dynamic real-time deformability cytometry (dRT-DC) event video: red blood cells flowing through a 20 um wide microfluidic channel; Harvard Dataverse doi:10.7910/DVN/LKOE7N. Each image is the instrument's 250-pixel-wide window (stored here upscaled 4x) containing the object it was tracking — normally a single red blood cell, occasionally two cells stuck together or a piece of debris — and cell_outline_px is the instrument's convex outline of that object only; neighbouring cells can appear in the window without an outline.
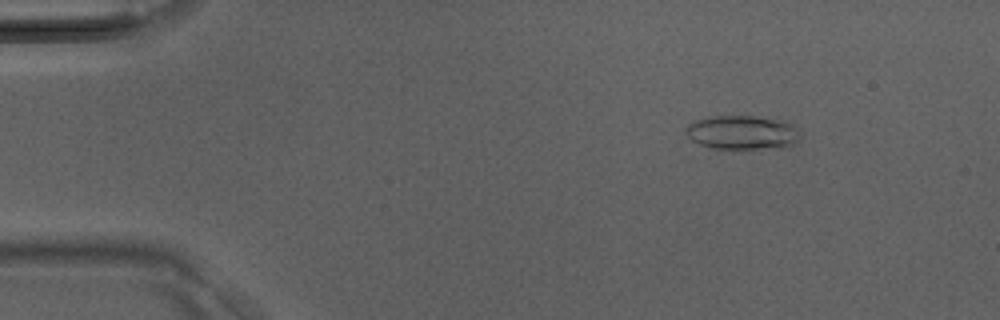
{"species": "Egyptian fruit bat (a non-hibernating species)", "species_latin": "Rousettus aegyptiacus", "temperature_condition": "room temperature", "stored_images_in_passage": 40, "camera_frame_rate_fps": 3000, "um_per_image_px": 0.085, "animal": {"sex": "male"}, "frame": {"image": 1, "passage_image": 6, "time_ms": 1.667, "image_size_px": [1000, 320], "cell_outline_px": [[800, 136], [792, 144], [780, 148], [736, 152], [708, 148], [692, 140], [684, 132], [684, 128], [688, 124], [696, 120], [712, 116], [752, 116], [780, 120], [796, 128]], "centroid_in_image_um": [63.02, 11.32], "position_along_channel_um": 22.0, "area_um2": 23.41}}
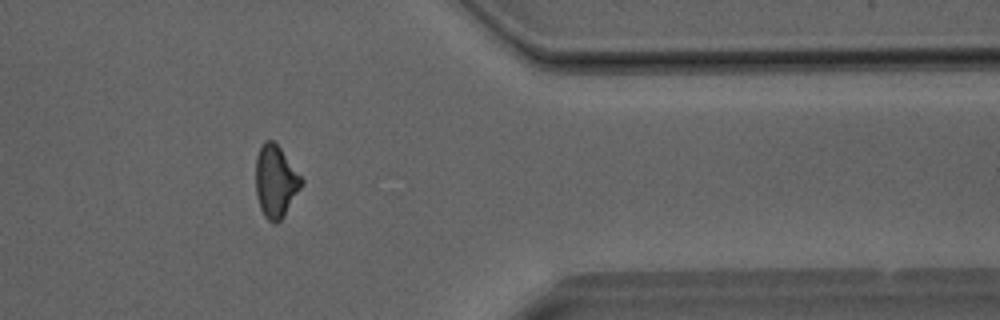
{"frame": {"image": 2, "passage_image": 33, "time_ms": 10.667, "image_size_px": [1000, 320], "cell_outline_px": [[304, 184], [284, 216], [276, 224], [272, 224], [264, 216], [260, 208], [256, 196], [256, 156], [264, 140], [272, 140], [280, 148], [304, 180]], "centroid_in_image_um": [23.43, 15.45], "position_along_channel_um": 388.0, "area_um2": 19.36}}
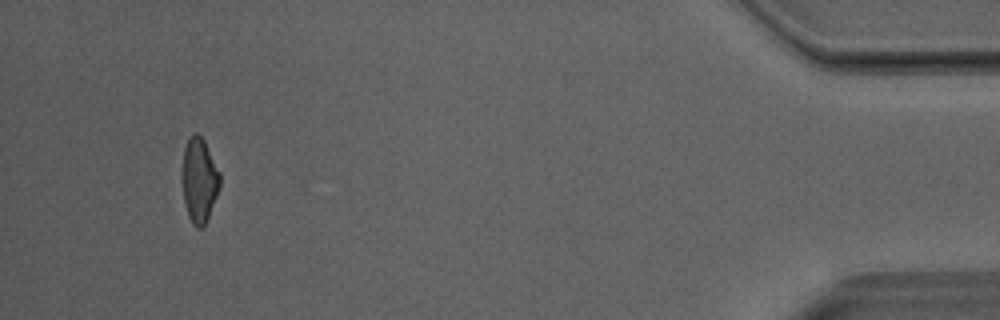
{"frame": {"image": 3, "passage_image": 38, "time_ms": 12.333, "image_size_px": [1000, 320], "cell_outline_px": [[220, 184], [216, 196], [204, 228], [196, 228], [192, 224], [188, 216], [184, 204], [180, 176], [184, 148], [188, 140], [196, 132], [204, 140], [220, 172]], "centroid_in_image_um": [16.9, 15.35], "position_along_channel_um": 418.3, "area_um2": 18.9}}